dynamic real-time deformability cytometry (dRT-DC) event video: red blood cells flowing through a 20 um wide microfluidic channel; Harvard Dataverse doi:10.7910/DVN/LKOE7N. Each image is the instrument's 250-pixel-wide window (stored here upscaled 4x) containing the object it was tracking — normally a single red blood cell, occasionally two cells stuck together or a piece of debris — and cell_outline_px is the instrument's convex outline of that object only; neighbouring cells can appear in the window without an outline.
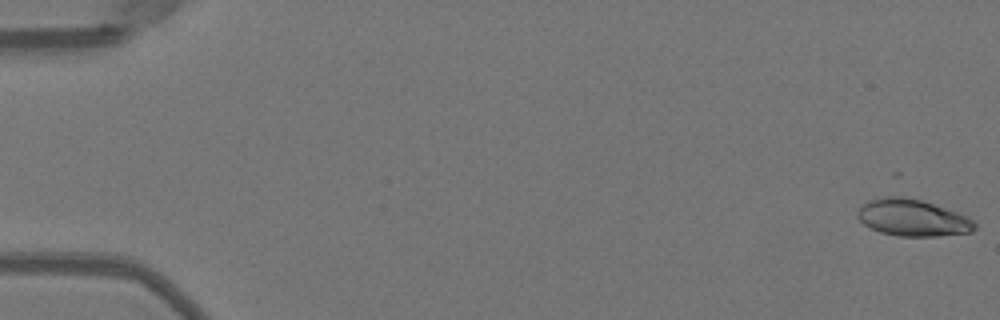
{"species": "Egyptian fruit bat (a non-hibernating species)", "species_latin": "Rousettus aegyptiacus", "temperature_condition": "warm", "stored_images_in_passage": 52, "camera_frame_rate_fps": 3000, "um_per_image_px": 0.085, "animal": {"sex": "female"}, "frame": {"image": 1, "passage_image": 1, "time_ms": 0.0, "image_size_px": [1000, 320], "cell_outline_px": [[976, 228], [972, 232], [936, 236], [900, 236], [880, 232], [864, 224], [856, 216], [856, 212], [868, 200], [884, 196], [900, 196], [920, 200], [968, 216], [976, 224]], "centroid_in_image_um": [77.56, 18.51], "position_along_channel_um": 7.4, "area_um2": 24.91}}
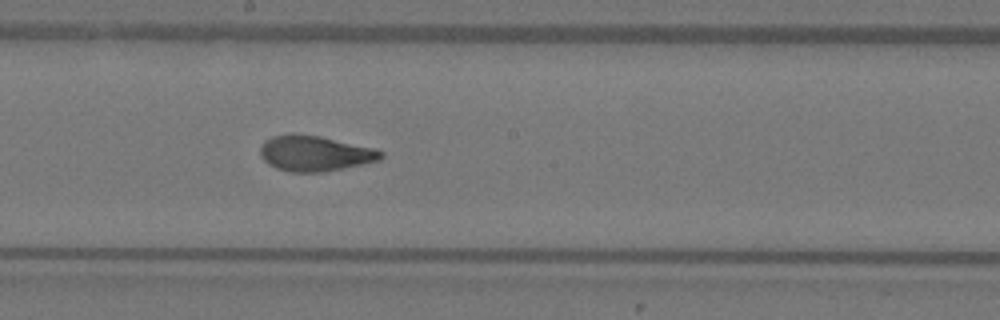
{"frame": {"image": 2, "passage_image": 29, "time_ms": 9.333, "image_size_px": [1000, 320], "cell_outline_px": [[384, 156], [380, 160], [324, 172], [292, 172], [276, 168], [268, 164], [260, 156], [260, 148], [264, 140], [272, 136], [292, 132], [296, 132], [320, 136], [376, 148], [384, 152]], "centroid_in_image_um": [26.75, 13.02], "position_along_channel_um": 221.5, "area_um2": 25.32}}
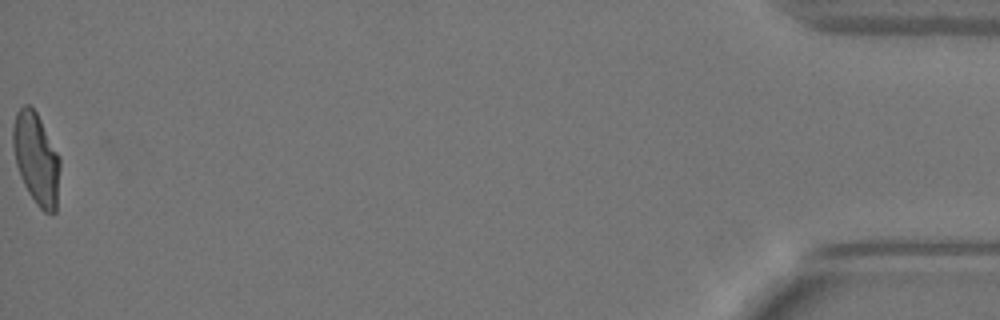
{"frame": {"image": 3, "passage_image": 52, "time_ms": 17.0, "image_size_px": [1000, 320], "cell_outline_px": [[60, 168], [56, 212], [52, 216], [44, 212], [36, 204], [28, 192], [20, 176], [16, 164], [12, 144], [12, 128], [16, 112], [24, 104], [28, 104], [36, 112], [60, 156]], "centroid_in_image_um": [3.09, 13.51], "position_along_channel_um": 432.1, "area_um2": 25.32}, "authors_computed_cell_mechanics": {"area_um2": 25.3164, "velocity_mm_per_s": 3.9977, "shape_relaxation_time_tau1_ms": 9.4188, "shape_relaxation_time_tau2_ms": 0.9907, "deformation_change_tau1": 0.2806, "deformation_change_tau2": 0.0607}}